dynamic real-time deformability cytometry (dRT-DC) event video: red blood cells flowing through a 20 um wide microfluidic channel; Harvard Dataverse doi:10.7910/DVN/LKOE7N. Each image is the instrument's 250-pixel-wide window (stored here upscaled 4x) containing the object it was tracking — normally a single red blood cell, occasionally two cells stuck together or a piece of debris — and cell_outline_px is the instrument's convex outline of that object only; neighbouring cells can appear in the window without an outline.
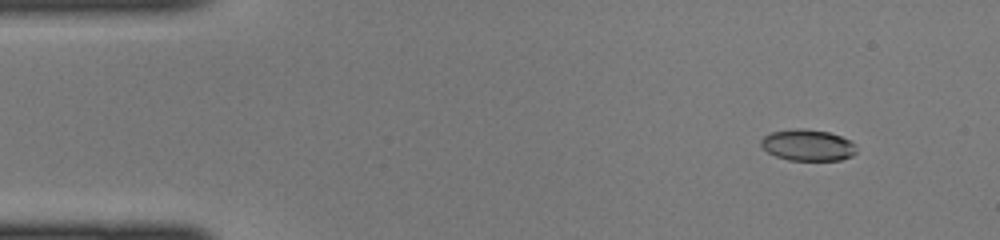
{"species": "common noctule bat (a hibernating species)", "species_latin": "Nyctalus noctula", "temperature_condition": "cold", "stored_images_in_passage": 40, "camera_frame_rate_fps": 3000, "um_per_image_px": 0.085, "animal": {"sex": "female", "body_mass_g": 22.0, "forearm_length_mm": 56.7}, "frame": {"image": 1, "passage_image": 5, "time_ms": 1.333, "image_size_px": [1000, 240], "cell_outline_px": [[856, 152], [852, 156], [840, 160], [788, 160], [776, 156], [768, 152], [760, 144], [760, 140], [764, 136], [772, 132], [792, 128], [804, 128], [828, 132], [840, 136], [856, 144]], "centroid_in_image_um": [68.65, 12.33], "position_along_channel_um": 16.3, "area_um2": 17.46}}
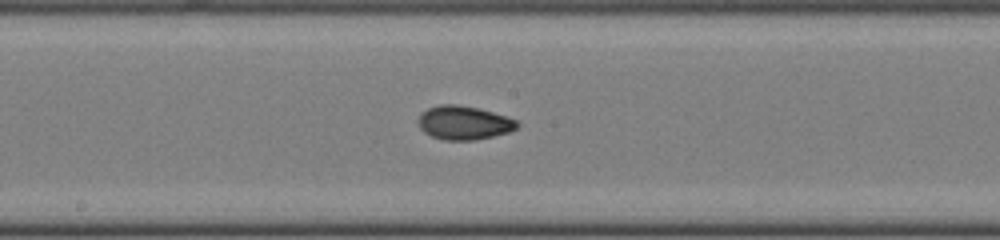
{"frame": {"image": 2, "passage_image": 24, "time_ms": 7.667, "image_size_px": [1000, 240], "cell_outline_px": [[520, 124], [516, 128], [508, 132], [476, 140], [444, 140], [432, 136], [424, 132], [420, 128], [420, 112], [428, 108], [440, 104], [456, 104], [476, 108], [492, 112], [516, 120]], "centroid_in_image_um": [39.42, 10.43], "position_along_channel_um": 208.8, "area_um2": 19.19}}
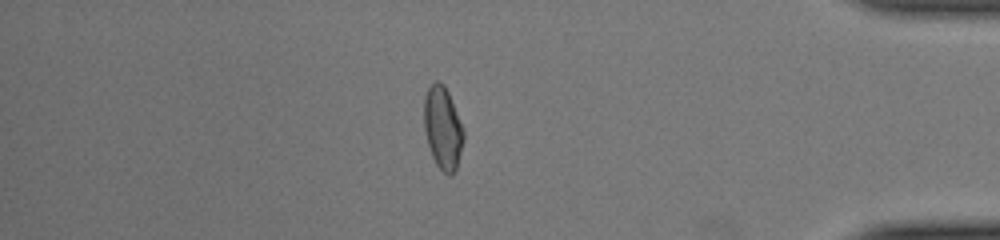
{"frame": {"image": 3, "passage_image": 39, "time_ms": 12.667, "image_size_px": [1000, 240], "cell_outline_px": [[464, 140], [456, 172], [452, 176], [448, 176], [436, 164], [432, 156], [428, 144], [424, 128], [424, 100], [428, 88], [436, 80], [440, 80], [444, 84], [448, 92], [464, 128]], "centroid_in_image_um": [37.66, 10.9], "position_along_channel_um": 397.5, "area_um2": 19.25}}